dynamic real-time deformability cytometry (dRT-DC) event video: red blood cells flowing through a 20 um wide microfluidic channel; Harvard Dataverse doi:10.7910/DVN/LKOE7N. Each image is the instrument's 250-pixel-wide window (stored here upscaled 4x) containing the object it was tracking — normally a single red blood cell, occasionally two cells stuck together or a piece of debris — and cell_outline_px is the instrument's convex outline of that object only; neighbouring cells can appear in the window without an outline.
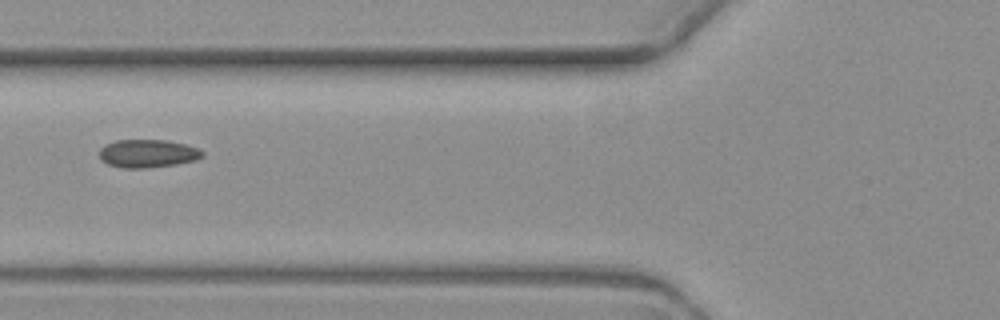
{"species": "common noctule bat (a hibernating species)", "species_latin": "Nyctalus noctula", "temperature_condition": "warm", "stored_images_in_passage": 3, "camera_frame_rate_fps": 3000, "um_per_image_px": 0.085, "animal": {"sex": "female", "body_mass_g": 19.3, "forearm_length_mm": 54.1}, "frame": {"image": 1, "passage_image": 2, "time_ms": 1.0, "image_size_px": [1000, 320], "cell_outline_px": [[204, 156], [196, 160], [176, 164], [144, 168], [124, 168], [108, 164], [100, 160], [100, 148], [104, 144], [116, 140], [164, 140], [184, 144], [196, 148], [204, 152]], "centroid_in_image_um": [12.53, 13.05], "position_along_channel_um": 113.3, "area_um2": 16.82}}
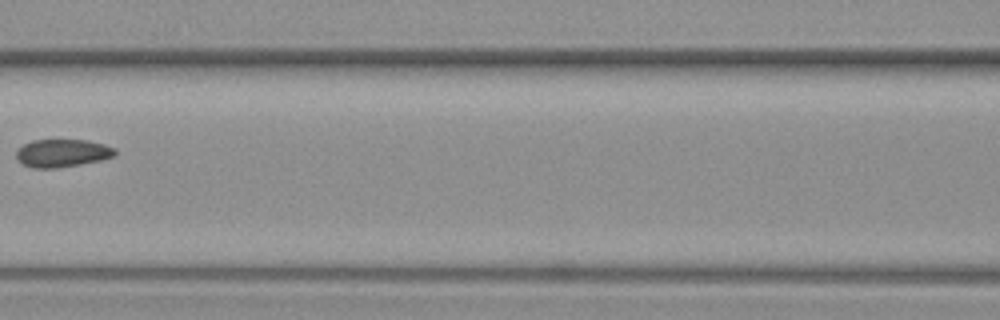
{"frame": {"image": 2, "passage_image": 3, "time_ms": 2.333, "image_size_px": [1000, 320], "cell_outline_px": [[116, 156], [100, 160], [80, 164], [56, 168], [32, 168], [24, 164], [16, 156], [16, 148], [32, 140], [88, 140], [104, 144], [116, 148]], "centroid_in_image_um": [5.31, 13.0], "position_along_channel_um": 161.3, "area_um2": 16.07}}